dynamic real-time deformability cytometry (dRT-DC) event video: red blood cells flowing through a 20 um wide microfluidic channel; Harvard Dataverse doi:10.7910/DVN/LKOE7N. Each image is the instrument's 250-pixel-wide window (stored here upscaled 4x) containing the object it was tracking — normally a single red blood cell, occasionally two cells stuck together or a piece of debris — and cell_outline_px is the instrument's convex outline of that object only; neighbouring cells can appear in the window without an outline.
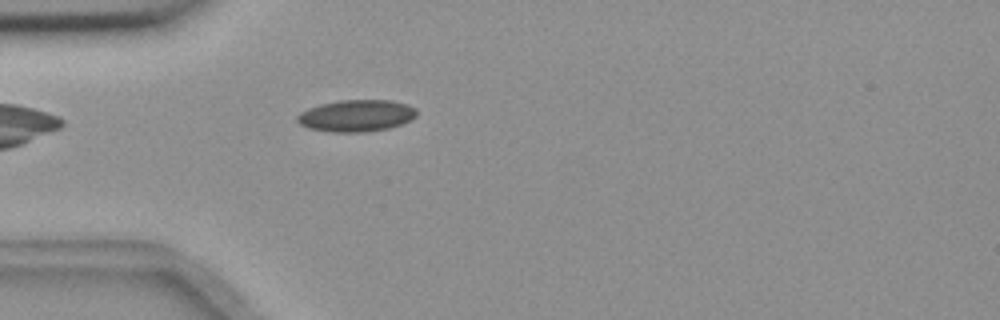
{"species": "common noctule bat (a hibernating species)", "species_latin": "Nyctalus noctula", "temperature_condition": "room temperature", "stored_images_in_passage": 40, "camera_frame_rate_fps": 3000, "um_per_image_px": 0.085, "animal": {"sex": "female", "body_mass_g": 18.4}, "frame": {"image": 1, "passage_image": 1, "time_ms": 0.0, "image_size_px": [1000, 320], "cell_outline_px": [[416, 116], [412, 120], [388, 128], [364, 132], [332, 132], [308, 128], [300, 124], [296, 120], [296, 116], [300, 112], [308, 108], [320, 104], [340, 100], [392, 100], [408, 104], [416, 108]], "centroid_in_image_um": [30.29, 9.83], "position_along_channel_um": 54.7, "area_um2": 22.25}}
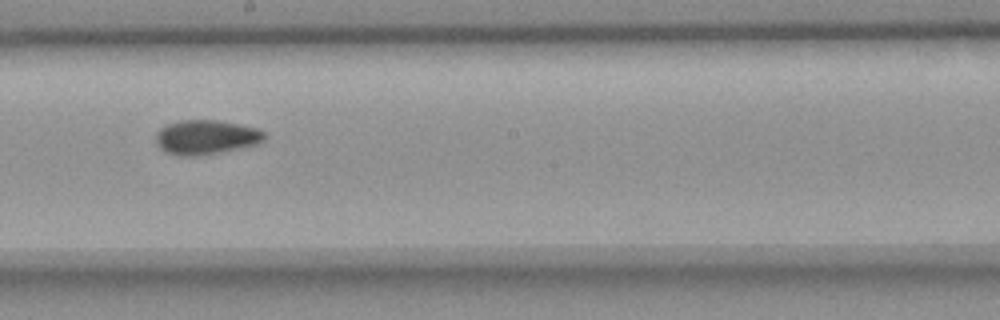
{"frame": {"image": 2, "passage_image": 16, "time_ms": 5.0, "image_size_px": [1000, 320], "cell_outline_px": [[264, 140], [260, 144], [220, 152], [196, 156], [180, 156], [168, 152], [160, 148], [156, 144], [156, 132], [160, 128], [168, 124], [180, 120], [216, 120], [256, 128], [264, 132]], "centroid_in_image_um": [17.5, 11.66], "position_along_channel_um": 230.7, "area_um2": 21.68}}
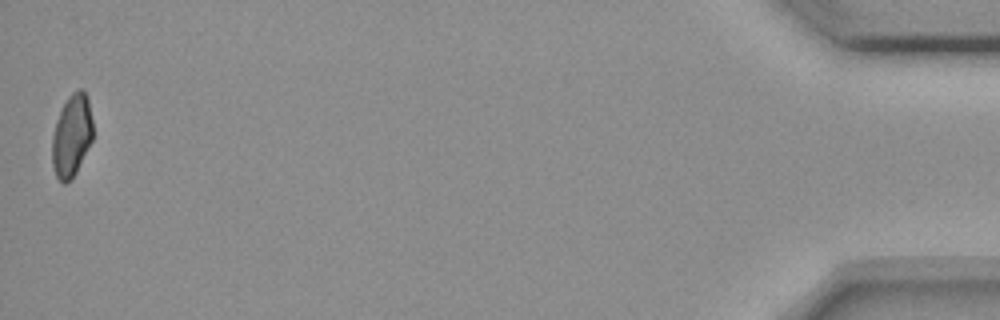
{"frame": {"image": 3, "passage_image": 40, "time_ms": 13.0, "image_size_px": [1000, 320], "cell_outline_px": [[92, 140], [72, 180], [64, 184], [56, 176], [52, 164], [52, 136], [56, 120], [68, 96], [72, 92], [80, 88], [88, 96], [92, 120]], "centroid_in_image_um": [6.09, 11.53], "position_along_channel_um": 429.1, "area_um2": 19.54}, "authors_computed_cell_mechanics": {"area_um2": 20.8947, "velocity_mm_per_s": 3.6569, "shape_relaxation_time_tau1_ms": null, "shape_relaxation_time_tau2_ms": 2.4698, "deformation_change_tau1": null, "deformation_change_tau2": 0.0703}}